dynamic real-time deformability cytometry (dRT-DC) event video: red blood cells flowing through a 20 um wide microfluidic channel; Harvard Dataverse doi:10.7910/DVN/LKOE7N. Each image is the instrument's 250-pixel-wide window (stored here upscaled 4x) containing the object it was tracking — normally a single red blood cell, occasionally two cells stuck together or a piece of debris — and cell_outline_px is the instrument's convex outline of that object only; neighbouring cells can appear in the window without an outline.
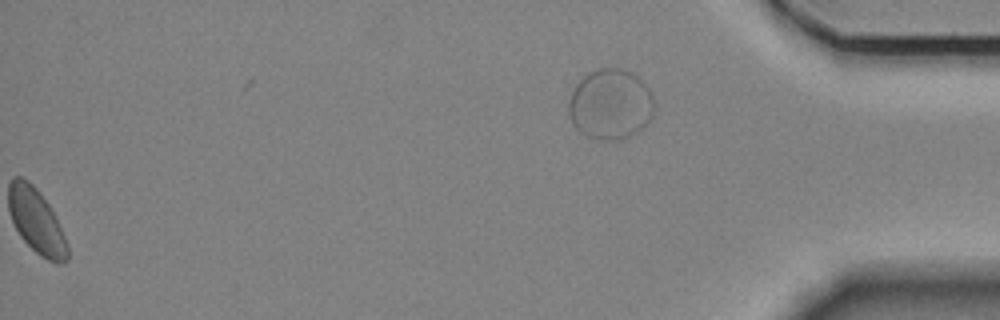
{"species": "Egyptian fruit bat (a non-hibernating species)", "species_latin": "Rousettus aegyptiacus", "temperature_condition": "room temperature", "stored_images_in_passage": 60, "segment_of_instrument_passage": [2, 2], "camera_frame_rate_fps": 3000, "um_per_image_px": 0.085, "animal": {"sex": "female"}, "frame": {"image": 1, "passage_image": 60, "time_ms": 19.667, "image_size_px": [1000, 320], "cell_outline_px": [[656, 108], [652, 116], [644, 128], [620, 140], [600, 140], [584, 136], [572, 124], [568, 116], [568, 100], [576, 84], [588, 72], [596, 68], [624, 68], [632, 72], [652, 92], [656, 104]], "centroid_in_image_um": [51.89, 8.87], "position_along_channel_um": 383.3, "area_um2": 35.84}}